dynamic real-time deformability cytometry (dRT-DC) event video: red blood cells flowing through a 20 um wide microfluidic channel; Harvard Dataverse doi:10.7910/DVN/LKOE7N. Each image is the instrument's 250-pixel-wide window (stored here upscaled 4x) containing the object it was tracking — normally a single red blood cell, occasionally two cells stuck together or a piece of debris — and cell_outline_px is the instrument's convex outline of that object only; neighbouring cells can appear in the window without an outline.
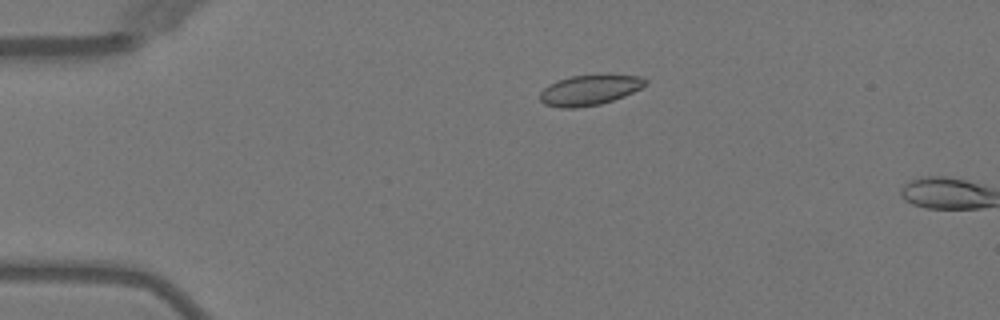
{"species": "Egyptian fruit bat (a non-hibernating species)", "species_latin": "Rousettus aegyptiacus", "temperature_condition": "warm", "stored_images_in_passage": 4, "camera_frame_rate_fps": 3000, "um_per_image_px": 0.085, "animal": {"sex": "female"}, "frame": {"image": 1, "passage_image": 3, "time_ms": 3.333, "image_size_px": [1000, 320], "cell_outline_px": [[648, 84], [624, 96], [600, 104], [576, 108], [560, 108], [544, 104], [540, 100], [540, 92], [548, 84], [556, 80], [572, 76], [600, 72], [608, 72], [640, 76], [648, 80]], "centroid_in_image_um": [50.14, 7.6], "position_along_channel_um": 34.9, "area_um2": 19.42}}